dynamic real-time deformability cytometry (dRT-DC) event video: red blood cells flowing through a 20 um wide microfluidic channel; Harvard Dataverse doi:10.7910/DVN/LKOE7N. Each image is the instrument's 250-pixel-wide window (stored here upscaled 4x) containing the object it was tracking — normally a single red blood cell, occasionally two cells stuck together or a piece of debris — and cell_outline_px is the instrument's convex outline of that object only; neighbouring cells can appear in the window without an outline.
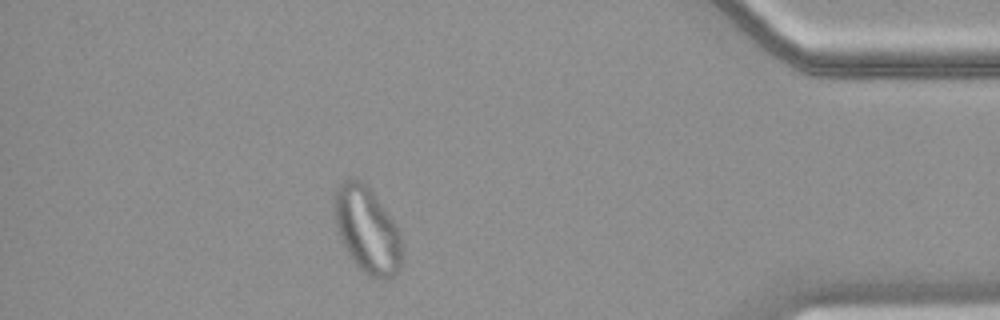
{"species": "common noctule bat (a hibernating species)", "species_latin": "Nyctalus noctula", "temperature_condition": "warm", "stored_images_in_passage": 37, "camera_frame_rate_fps": 3000, "um_per_image_px": 0.085, "animal": {"sex": "female", "body_mass_g": 18.4}, "frame": {"image": 1, "passage_image": 32, "time_ms": 10.333, "image_size_px": [1000, 320], "cell_outline_px": [[404, 256], [400, 272], [384, 280], [376, 280], [368, 276], [348, 256], [336, 228], [332, 208], [332, 200], [336, 188], [348, 176], [356, 176], [364, 180], [396, 224], [400, 232]], "centroid_in_image_um": [31.2, 19.53], "position_along_channel_um": 404.0, "area_um2": 35.32}}